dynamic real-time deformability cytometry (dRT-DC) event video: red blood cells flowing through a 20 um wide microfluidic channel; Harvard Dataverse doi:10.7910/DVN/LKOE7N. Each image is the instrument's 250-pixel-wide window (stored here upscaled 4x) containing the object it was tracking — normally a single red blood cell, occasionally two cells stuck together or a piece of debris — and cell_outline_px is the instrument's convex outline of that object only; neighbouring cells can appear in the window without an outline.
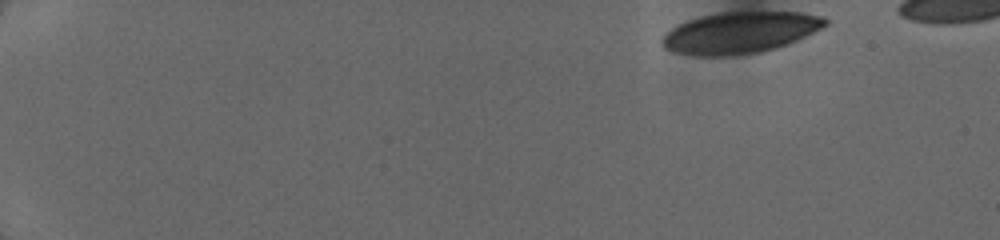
{"species": "human", "species_latin": "Homo sapiens", "temperature_condition": "cold", "stored_images_in_passage": 30, "camera_frame_rate_fps": 3000, "um_per_image_px": 0.085, "donor": {"sex": "female"}, "frame": {"image": 1, "passage_image": 1, "time_ms": 0.0, "image_size_px": [1000, 240], "cell_outline_px": [[828, 24], [796, 40], [776, 48], [760, 52], [724, 56], [696, 56], [676, 52], [664, 48], [660, 44], [660, 40], [672, 28], [688, 20], [700, 16], [724, 12], [800, 12], [824, 16], [828, 20]], "centroid_in_image_um": [62.89, 2.77], "position_along_channel_um": 22.1, "area_um2": 39.13}}
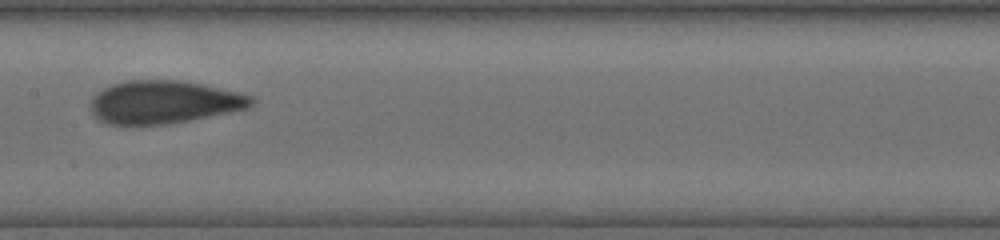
{"frame": {"image": 2, "passage_image": 16, "time_ms": 7.667, "image_size_px": [1000, 240], "cell_outline_px": [[256, 100], [248, 108], [168, 124], [112, 124], [100, 120], [88, 108], [92, 96], [96, 92], [112, 84], [128, 80], [180, 80], [200, 84], [236, 92], [252, 96]], "centroid_in_image_um": [13.88, 8.67], "position_along_channel_um": 193.5, "area_um2": 39.88}}
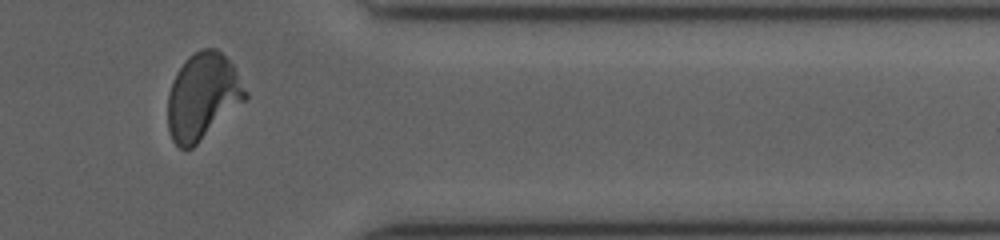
{"frame": {"image": 3, "passage_image": 26, "time_ms": 12.667, "image_size_px": [1000, 240], "cell_outline_px": [[248, 96], [244, 100], [192, 148], [180, 148], [172, 140], [168, 128], [168, 92], [172, 80], [176, 72], [184, 60], [188, 56], [200, 48], [216, 48], [232, 64], [248, 92]], "centroid_in_image_um": [17.19, 8.16], "position_along_channel_um": 394.2, "area_um2": 38.73}}